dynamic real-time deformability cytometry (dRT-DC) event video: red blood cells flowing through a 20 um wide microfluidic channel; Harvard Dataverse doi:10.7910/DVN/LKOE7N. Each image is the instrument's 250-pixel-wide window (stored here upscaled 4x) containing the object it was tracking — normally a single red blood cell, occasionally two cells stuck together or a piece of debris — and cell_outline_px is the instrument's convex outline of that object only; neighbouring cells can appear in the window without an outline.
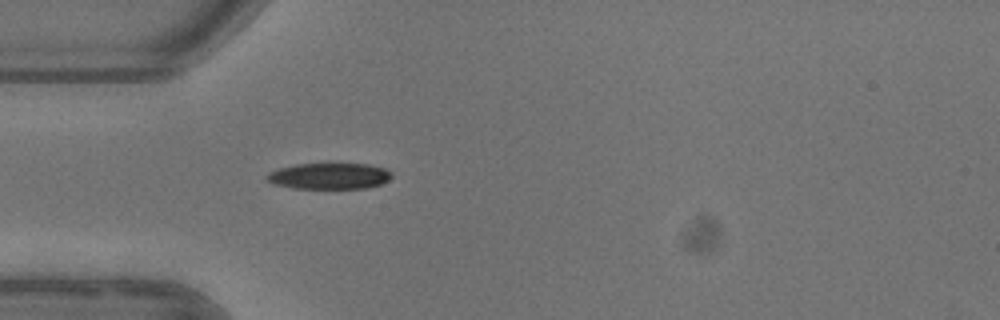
{"species": "common noctule bat (a hibernating species)", "species_latin": "Nyctalus noctula", "temperature_condition": "warm", "stored_images_in_passage": 1, "camera_frame_rate_fps": 3000, "um_per_image_px": 0.085, "animal": {"sex": "female"}, "frame": {"image": 1, "passage_image": 1, "time_ms": 0.0, "image_size_px": [1000, 320], "cell_outline_px": [[392, 176], [388, 180], [380, 184], [368, 188], [292, 188], [276, 184], [268, 180], [264, 176], [268, 172], [280, 168], [296, 164], [368, 164], [384, 168], [392, 172]], "centroid_in_image_um": [28.0, 14.96], "position_along_channel_um": 57.0, "area_um2": 18.9}}